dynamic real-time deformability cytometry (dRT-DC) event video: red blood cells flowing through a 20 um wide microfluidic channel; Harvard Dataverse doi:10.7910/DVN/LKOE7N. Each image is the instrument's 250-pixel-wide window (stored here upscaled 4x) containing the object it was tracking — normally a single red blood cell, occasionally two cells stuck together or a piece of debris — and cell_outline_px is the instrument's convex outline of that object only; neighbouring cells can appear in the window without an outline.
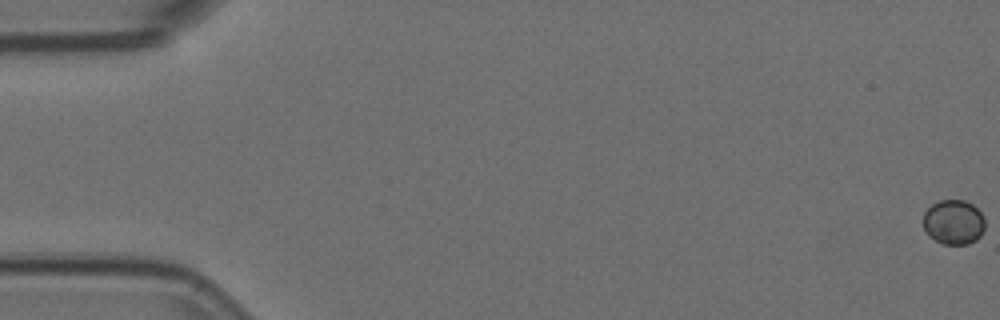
{"species": "Egyptian fruit bat (a non-hibernating species)", "species_latin": "Rousettus aegyptiacus", "temperature_condition": "room temperature", "stored_images_in_passage": 59, "camera_frame_rate_fps": 3000, "um_per_image_px": 0.085, "animal": {"sex": "female"}, "frame": {"image": 1, "passage_image": 1, "time_ms": 0.0, "image_size_px": [1000, 320], "cell_outline_px": [[984, 228], [980, 236], [976, 240], [968, 244], [940, 244], [928, 236], [924, 228], [924, 212], [932, 204], [940, 200], [964, 200], [972, 204], [984, 216]], "centroid_in_image_um": [81.05, 18.89], "position_along_channel_um": 4.0, "area_um2": 16.18}}
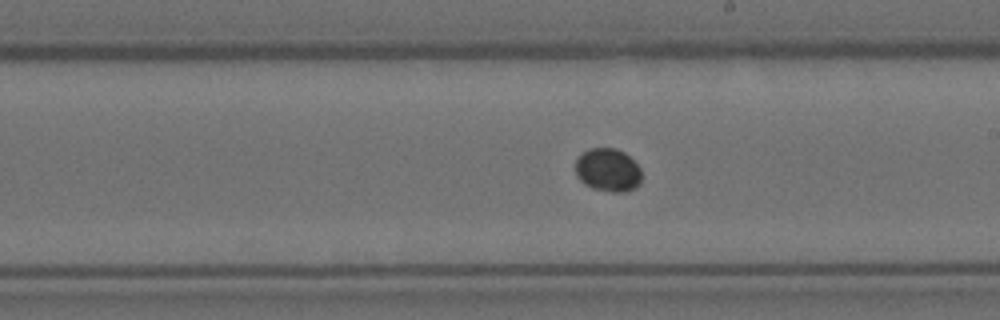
{"frame": {"image": 2, "passage_image": 34, "time_ms": 11.0, "image_size_px": [1000, 320], "cell_outline_px": [[640, 184], [636, 188], [624, 192], [612, 192], [592, 188], [584, 184], [576, 176], [576, 156], [588, 148], [616, 148], [624, 152], [640, 168]], "centroid_in_image_um": [51.64, 14.45], "position_along_channel_um": 237.4, "area_um2": 16.82}}
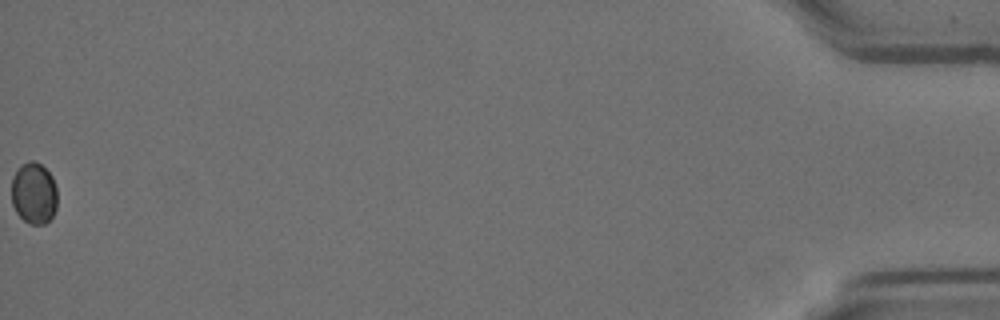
{"frame": {"image": 3, "passage_image": 59, "time_ms": 19.333, "image_size_px": [1000, 320], "cell_outline_px": [[56, 208], [52, 216], [44, 224], [28, 224], [16, 212], [12, 204], [12, 176], [28, 160], [32, 160], [40, 164], [52, 176], [56, 188]], "centroid_in_image_um": [2.87, 16.44], "position_along_channel_um": 432.3, "area_um2": 16.24}}